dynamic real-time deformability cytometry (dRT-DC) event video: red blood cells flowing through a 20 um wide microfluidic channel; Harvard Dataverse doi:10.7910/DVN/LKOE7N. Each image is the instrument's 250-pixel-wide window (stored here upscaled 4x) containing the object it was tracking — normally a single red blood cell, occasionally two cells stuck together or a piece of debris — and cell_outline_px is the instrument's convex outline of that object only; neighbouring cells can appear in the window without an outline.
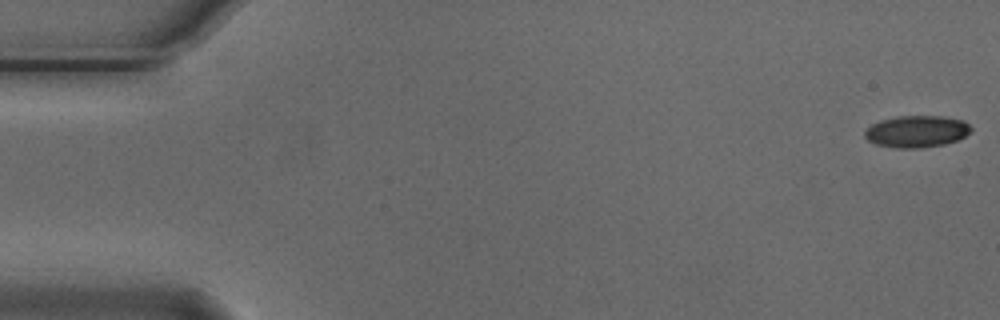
{"species": "Egyptian fruit bat (a non-hibernating species)", "species_latin": "Rousettus aegyptiacus", "temperature_condition": "cold", "stored_images_in_passage": 5, "camera_frame_rate_fps": 3000, "um_per_image_px": 0.085, "animal": {"sex": "male"}, "frame": {"image": 1, "passage_image": 1, "time_ms": 0.0, "image_size_px": [1000, 320], "cell_outline_px": [[972, 132], [956, 140], [944, 144], [920, 148], [896, 148], [876, 144], [868, 140], [864, 136], [864, 132], [872, 124], [880, 120], [900, 116], [940, 116], [964, 120], [972, 128]], "centroid_in_image_um": [77.92, 11.17], "position_along_channel_um": 7.1, "area_um2": 19.65}}
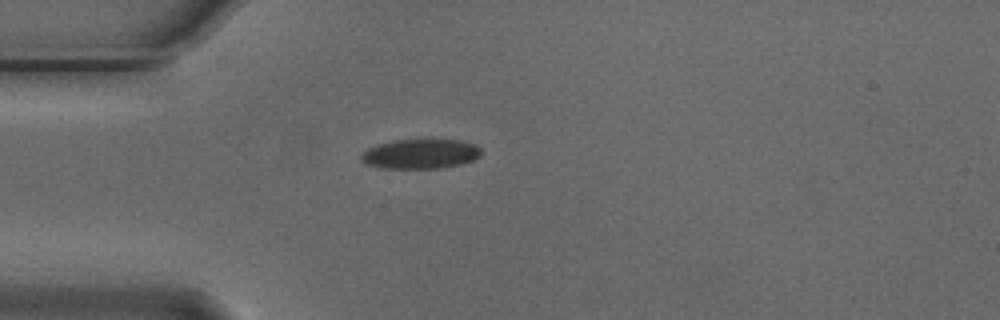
{"frame": {"image": 2, "passage_image": 5, "time_ms": 1.333, "image_size_px": [1000, 320], "cell_outline_px": [[480, 156], [472, 160], [460, 164], [440, 168], [380, 168], [364, 164], [360, 160], [360, 156], [368, 148], [380, 144], [396, 140], [460, 140], [476, 144], [480, 148]], "centroid_in_image_um": [35.72, 13.09], "position_along_channel_um": 49.3, "area_um2": 20.63}}